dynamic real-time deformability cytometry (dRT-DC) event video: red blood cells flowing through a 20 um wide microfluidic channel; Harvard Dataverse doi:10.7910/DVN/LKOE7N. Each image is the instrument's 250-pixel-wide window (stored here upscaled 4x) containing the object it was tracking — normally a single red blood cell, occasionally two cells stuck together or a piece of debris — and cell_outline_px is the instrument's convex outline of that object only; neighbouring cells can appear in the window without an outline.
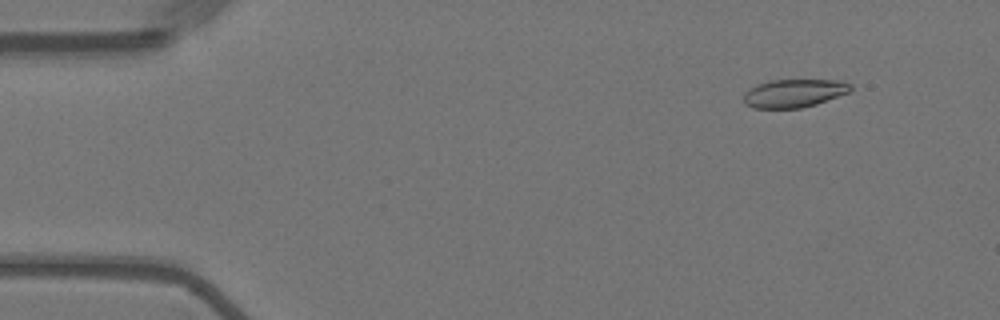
{"species": "Egyptian fruit bat (a non-hibernating species)", "species_latin": "Rousettus aegyptiacus", "temperature_condition": "warm", "stored_images_in_passage": 56, "camera_frame_rate_fps": 3000, "um_per_image_px": 0.085, "animal": {"sex": "female"}, "frame": {"image": 1, "passage_image": 6, "time_ms": 1.667, "image_size_px": [1000, 320], "cell_outline_px": [[852, 88], [848, 92], [816, 104], [800, 108], [752, 108], [744, 104], [744, 92], [748, 88], [756, 84], [768, 80], [840, 80], [852, 84]], "centroid_in_image_um": [67.44, 7.91], "position_along_channel_um": 17.6, "area_um2": 17.69}}
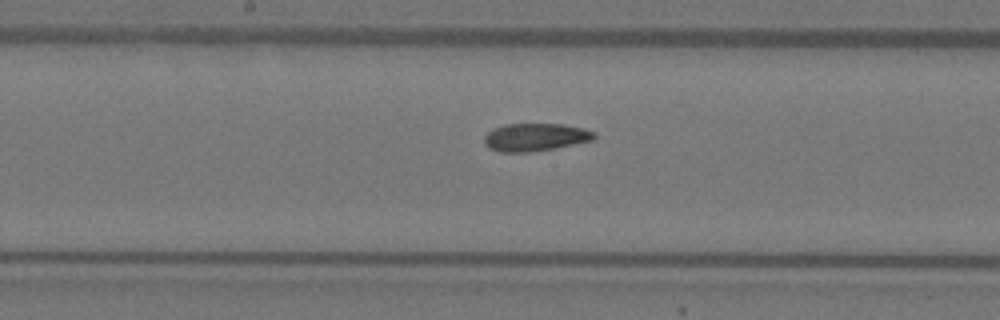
{"frame": {"image": 2, "passage_image": 29, "time_ms": 9.333, "image_size_px": [1000, 320], "cell_outline_px": [[596, 136], [592, 140], [556, 148], [528, 152], [500, 152], [484, 144], [484, 136], [492, 128], [504, 124], [564, 124], [584, 128], [596, 132]], "centroid_in_image_um": [45.5, 11.65], "position_along_channel_um": 202.7, "area_um2": 17.86}}
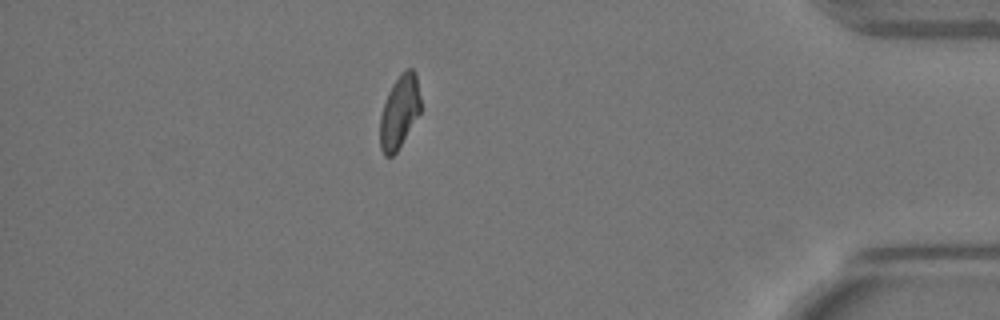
{"frame": {"image": 3, "passage_image": 49, "time_ms": 16.0, "image_size_px": [1000, 320], "cell_outline_px": [[420, 112], [396, 152], [392, 156], [384, 156], [380, 148], [380, 116], [388, 92], [392, 84], [400, 72], [404, 68], [412, 68], [416, 72], [420, 96]], "centroid_in_image_um": [33.94, 9.45], "position_along_channel_um": 401.3, "area_um2": 17.28}, "authors_computed_cell_mechanics": {"area_um2": 18.0625, "velocity_mm_per_s": 3.6316, "shape_relaxation_time_tau1_ms": 8.7746, "shape_relaxation_time_tau2_ms": 3.7528, "deformation_change_tau1": 0.1947, "deformation_change_tau2": 0.1077}}